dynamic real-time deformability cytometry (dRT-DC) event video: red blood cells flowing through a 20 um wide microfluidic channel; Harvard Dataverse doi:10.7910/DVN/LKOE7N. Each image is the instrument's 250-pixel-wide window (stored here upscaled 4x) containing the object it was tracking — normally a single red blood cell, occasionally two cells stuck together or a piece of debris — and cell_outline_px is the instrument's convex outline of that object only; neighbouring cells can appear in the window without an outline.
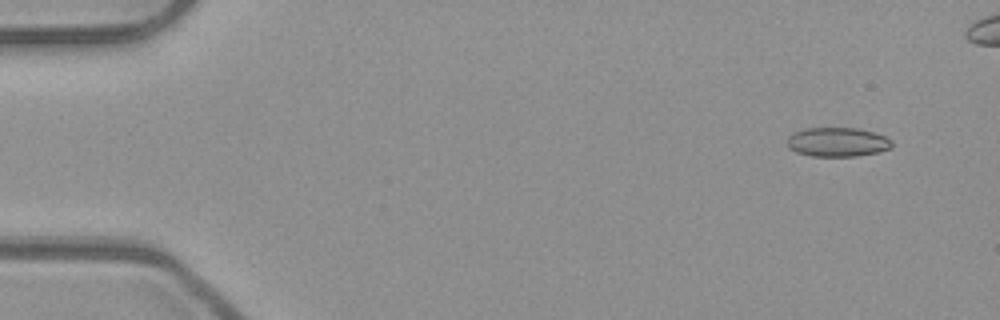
{"species": "common noctule bat (a hibernating species)", "species_latin": "Nyctalus noctula", "temperature_condition": "room temperature", "stored_images_in_passage": 48, "camera_frame_rate_fps": 3000, "um_per_image_px": 0.085, "animal": {"sex": "male", "body_mass_g": 23.1, "forearm_length_mm": 52.7}, "frame": {"image": 1, "passage_image": 4, "time_ms": 1.0, "image_size_px": [1000, 320], "cell_outline_px": [[892, 148], [876, 152], [856, 156], [812, 156], [796, 152], [788, 148], [788, 136], [792, 132], [804, 128], [856, 128], [872, 132], [884, 136], [892, 140]], "centroid_in_image_um": [71.15, 12.07], "position_along_channel_um": 13.8, "area_um2": 17.8}}
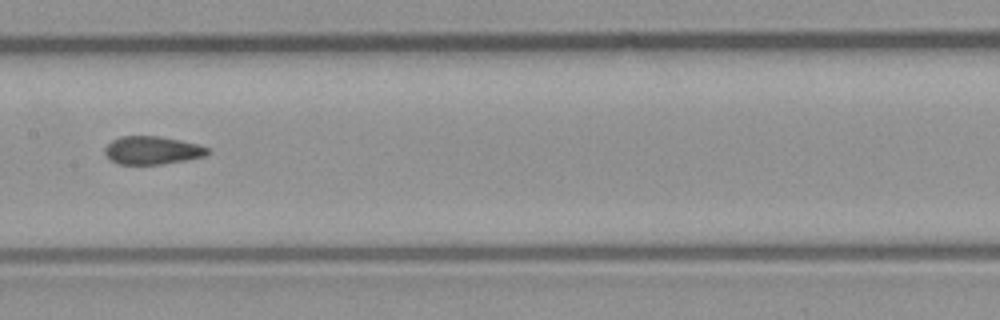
{"frame": {"image": 2, "passage_image": 27, "time_ms": 8.667, "image_size_px": [1000, 320], "cell_outline_px": [[212, 152], [204, 156], [184, 160], [160, 164], [120, 164], [112, 160], [104, 152], [104, 148], [112, 140], [120, 136], [160, 136], [200, 144], [208, 148]], "centroid_in_image_um": [12.97, 12.76], "position_along_channel_um": 194.4, "area_um2": 16.76}}
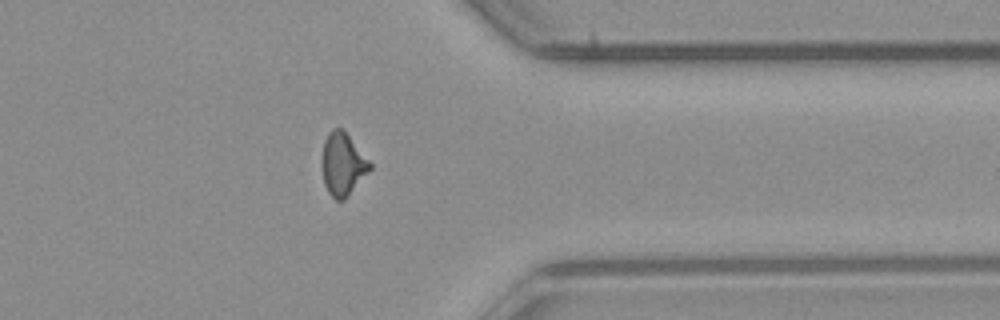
{"frame": {"image": 3, "passage_image": 42, "time_ms": 13.667, "image_size_px": [1000, 320], "cell_outline_px": [[372, 168], [344, 200], [336, 200], [328, 192], [324, 184], [320, 164], [320, 160], [324, 140], [328, 132], [332, 128], [340, 128], [348, 136], [372, 164]], "centroid_in_image_um": [29.08, 13.97], "position_along_channel_um": 382.3, "area_um2": 17.51}}